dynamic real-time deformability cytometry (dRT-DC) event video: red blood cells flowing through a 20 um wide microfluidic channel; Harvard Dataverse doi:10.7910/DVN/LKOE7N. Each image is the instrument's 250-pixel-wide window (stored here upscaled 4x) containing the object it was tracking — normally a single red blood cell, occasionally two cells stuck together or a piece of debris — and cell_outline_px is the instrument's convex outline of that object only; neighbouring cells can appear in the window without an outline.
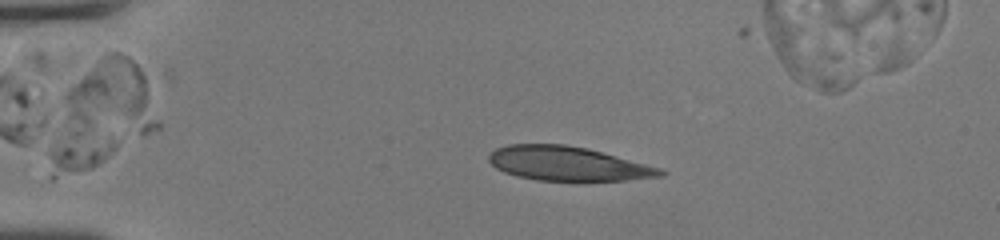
{"species": "human", "species_latin": "Homo sapiens", "temperature_condition": "room temperature", "stored_images_in_passage": 46, "camera_frame_rate_fps": 3000, "um_per_image_px": 0.085, "donor": {"sex": "female"}, "frame": {"image": 1, "passage_image": 10, "time_ms": 3.0, "image_size_px": [1000, 240], "cell_outline_px": [[668, 172], [664, 176], [628, 180], [536, 180], [516, 176], [504, 172], [496, 168], [488, 160], [488, 156], [496, 148], [508, 144], [564, 144], [588, 148], [660, 168]], "centroid_in_image_um": [48.25, 13.9], "position_along_channel_um": 36.7, "area_um2": 34.04}}
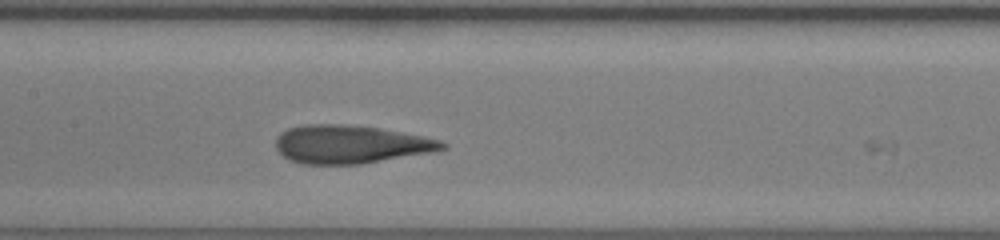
{"frame": {"image": 2, "passage_image": 25, "time_ms": 8.0, "image_size_px": [1000, 240], "cell_outline_px": [[448, 148], [436, 152], [360, 164], [300, 164], [288, 160], [276, 148], [276, 136], [288, 128], [308, 124], [340, 124], [380, 128], [424, 136], [440, 140], [448, 144]], "centroid_in_image_um": [29.83, 12.27], "position_along_channel_um": 177.6, "area_um2": 37.4}}
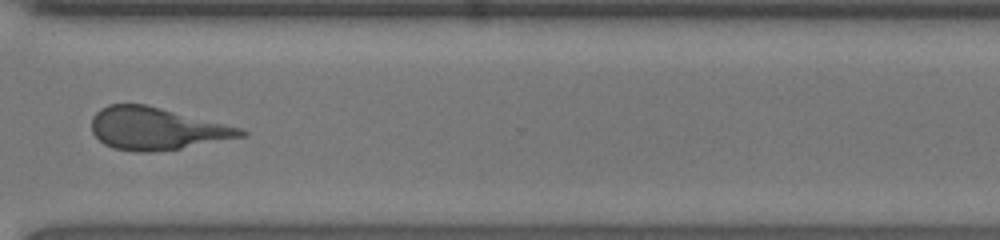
{"frame": {"image": 3, "passage_image": 38, "time_ms": 12.333, "image_size_px": [1000, 240], "cell_outline_px": [[248, 136], [180, 148], [148, 152], [136, 152], [116, 148], [104, 144], [92, 132], [92, 116], [100, 108], [108, 104], [144, 104], [240, 128], [248, 132]], "centroid_in_image_um": [13.28, 10.93], "position_along_channel_um": 357.3, "area_um2": 36.3}, "authors_computed_cell_mechanics": {"area_um2": 36.0672, "velocity_mm_per_s": 4.0723, "shape_relaxation_time_tau1_ms": 6.7776, "shape_relaxation_time_tau2_ms": 2.6317, "deformation_change_tau1": 0.1955, "deformation_change_tau2": 0.109}}